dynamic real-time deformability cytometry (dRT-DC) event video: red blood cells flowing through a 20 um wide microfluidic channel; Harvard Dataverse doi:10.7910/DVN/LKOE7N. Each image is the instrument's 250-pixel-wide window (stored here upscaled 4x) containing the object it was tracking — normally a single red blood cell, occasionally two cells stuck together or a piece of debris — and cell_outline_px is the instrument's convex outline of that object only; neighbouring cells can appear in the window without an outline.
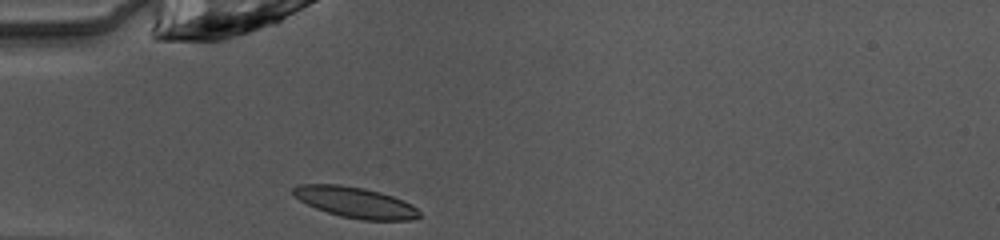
{"species": "common noctule bat (a hibernating species)", "species_latin": "Nyctalus noctula", "temperature_condition": "warm", "stored_images_in_passage": 36, "camera_frame_rate_fps": 3000, "um_per_image_px": 0.085, "animal": {"sex": "female", "body_mass_g": 10.0, "forearm_length_mm": 53.1}, "frame": {"image": 1, "passage_image": 1, "time_ms": 0.0, "image_size_px": [1000, 240], "cell_outline_px": [[420, 216], [412, 220], [360, 220], [340, 216], [316, 208], [300, 200], [292, 192], [292, 188], [300, 184], [340, 184], [364, 188], [380, 192], [404, 200], [412, 204], [420, 212]], "centroid_in_image_um": [30.22, 17.2], "position_along_channel_um": 54.8, "area_um2": 22.6}}
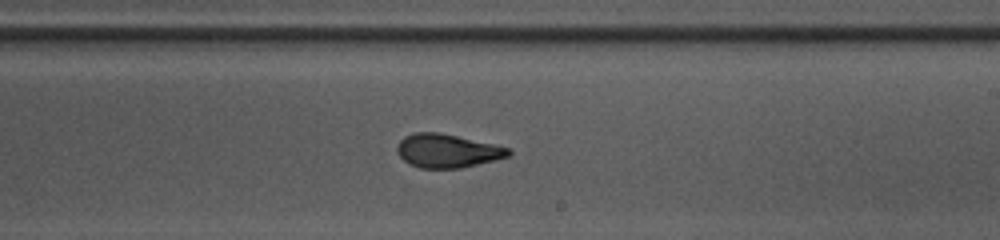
{"frame": {"image": 2, "passage_image": 16, "time_ms": 5.0, "image_size_px": [1000, 240], "cell_outline_px": [[512, 152], [508, 156], [496, 160], [460, 168], [420, 168], [408, 164], [396, 152], [396, 148], [400, 140], [404, 136], [412, 132], [440, 132], [492, 144], [508, 148]], "centroid_in_image_um": [37.97, 12.82], "position_along_channel_um": 251.0, "area_um2": 21.79}}
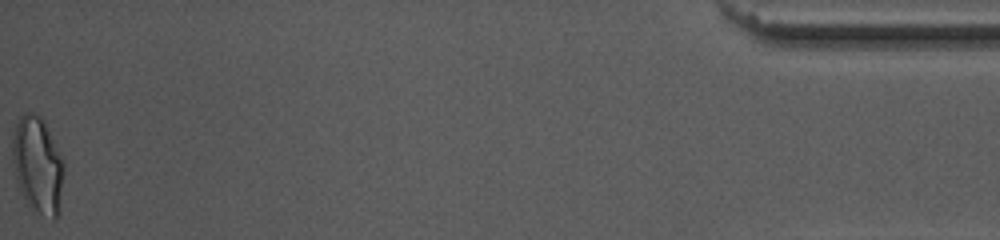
{"frame": {"image": 3, "passage_image": 36, "time_ms": 11.667, "image_size_px": [1000, 240], "cell_outline_px": [[64, 168], [60, 212], [56, 220], [52, 220], [28, 208], [20, 192], [16, 180], [12, 160], [12, 136], [16, 124], [20, 116], [24, 112], [32, 112], [40, 116], [44, 120], [64, 164]], "centroid_in_image_um": [3.19, 14.09], "position_along_channel_um": 432.0, "area_um2": 29.54}, "authors_computed_cell_mechanics": {"area_um2": 22.1663, "velocity_mm_per_s": 4.062, "shape_relaxation_time_tau1_ms": 4.1716, "shape_relaxation_time_tau2_ms": 1.3031, "deformation_change_tau1": 0.1742, "deformation_change_tau2": 0.0794}}